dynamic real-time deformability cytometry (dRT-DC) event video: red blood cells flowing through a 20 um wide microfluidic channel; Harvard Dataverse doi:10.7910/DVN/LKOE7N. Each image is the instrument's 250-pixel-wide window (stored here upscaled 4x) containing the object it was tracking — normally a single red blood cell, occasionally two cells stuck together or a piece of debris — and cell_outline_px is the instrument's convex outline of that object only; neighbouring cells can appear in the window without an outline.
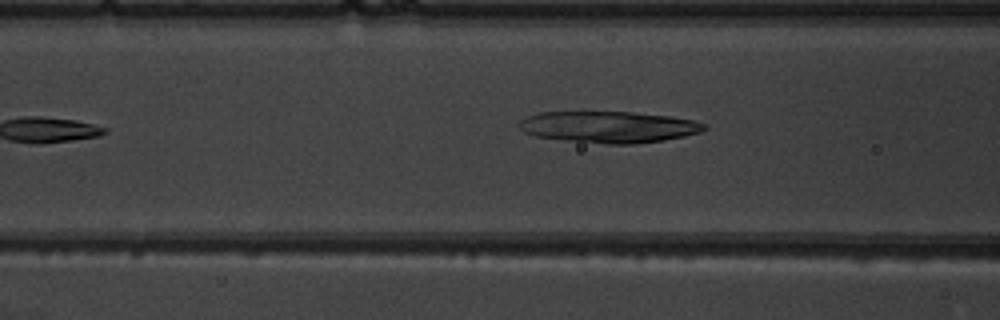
{"species": "common noctule bat (a hibernating species)", "species_latin": "Nyctalus noctula", "temperature_condition": "warm", "stored_images_in_passage": 6, "camera_frame_rate_fps": 3000, "um_per_image_px": 0.085, "animal": {"sex": "male", "body_mass_g": 19.5, "forearm_length_mm": 54.6}, "frame": {"image": 1, "passage_image": 5, "time_ms": 4.667, "image_size_px": [1000, 320], "cell_outline_px": [[708, 128], [700, 132], [684, 136], [664, 140], [632, 144], [604, 144], [564, 140], [536, 136], [524, 132], [520, 128], [520, 120], [528, 116], [540, 112], [632, 112], [672, 116], [692, 120], [708, 124]], "centroid_in_image_um": [51.78, 10.79], "position_along_channel_um": 114.8, "area_um2": 33.99}}
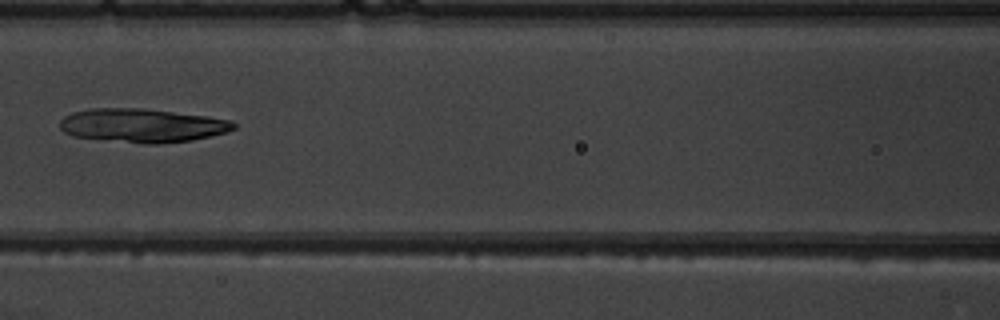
{"frame": {"image": 2, "passage_image": 6, "time_ms": 5.667, "image_size_px": [1000, 320], "cell_outline_px": [[236, 128], [228, 132], [212, 136], [192, 140], [160, 144], [140, 144], [72, 136], [64, 132], [60, 128], [60, 120], [64, 116], [72, 112], [88, 108], [140, 108], [208, 116], [228, 120], [236, 124]], "centroid_in_image_um": [12.08, 10.67], "position_along_channel_um": 154.5, "area_um2": 34.45}}